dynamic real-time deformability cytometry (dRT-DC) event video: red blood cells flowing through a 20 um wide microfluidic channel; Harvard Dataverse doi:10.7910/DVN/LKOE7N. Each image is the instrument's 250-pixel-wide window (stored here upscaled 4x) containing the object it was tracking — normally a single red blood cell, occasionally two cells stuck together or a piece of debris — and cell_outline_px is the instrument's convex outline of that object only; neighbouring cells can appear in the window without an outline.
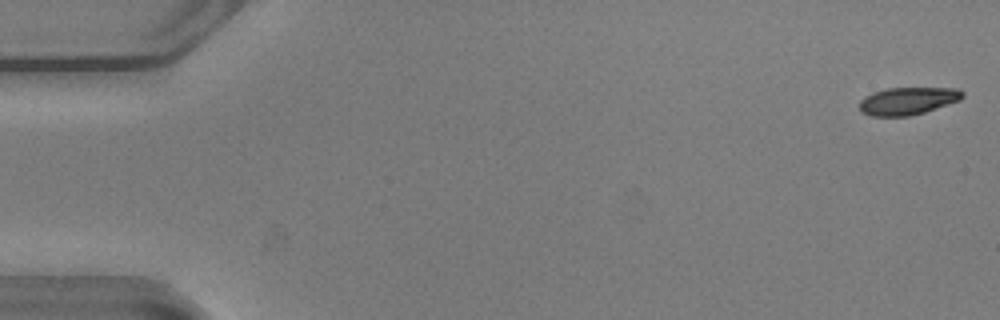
{"species": "common noctule bat (a hibernating species)", "species_latin": "Nyctalus noctula", "temperature_condition": "warm", "stored_images_in_passage": 53, "camera_frame_rate_fps": 3000, "um_per_image_px": 0.085, "animal": {"sex": "male", "body_mass_g": 20.5, "forearm_length_mm": 52.5}, "frame": {"image": 1, "passage_image": 1, "time_ms": 0.0, "image_size_px": [1000, 320], "cell_outline_px": [[964, 96], [960, 100], [924, 112], [908, 116], [872, 116], [860, 112], [860, 100], [864, 96], [872, 92], [884, 88], [960, 88], [964, 92]], "centroid_in_image_um": [77.14, 8.57], "position_along_channel_um": 7.9, "area_um2": 16.65}}
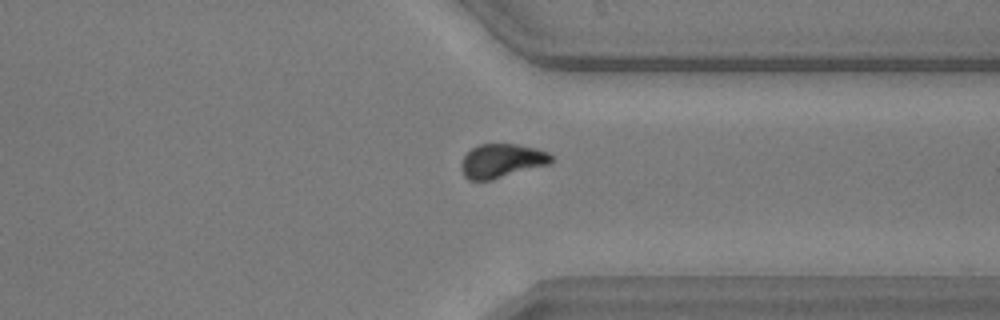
{"frame": {"image": 2, "passage_image": 41, "time_ms": 13.333, "image_size_px": [1000, 320], "cell_outline_px": [[552, 160], [548, 164], [492, 180], [468, 180], [464, 176], [460, 168], [460, 164], [464, 156], [472, 148], [480, 144], [516, 144], [536, 148], [548, 152], [552, 156]], "centroid_in_image_um": [42.61, 13.67], "position_along_channel_um": 368.8, "area_um2": 17.74}}
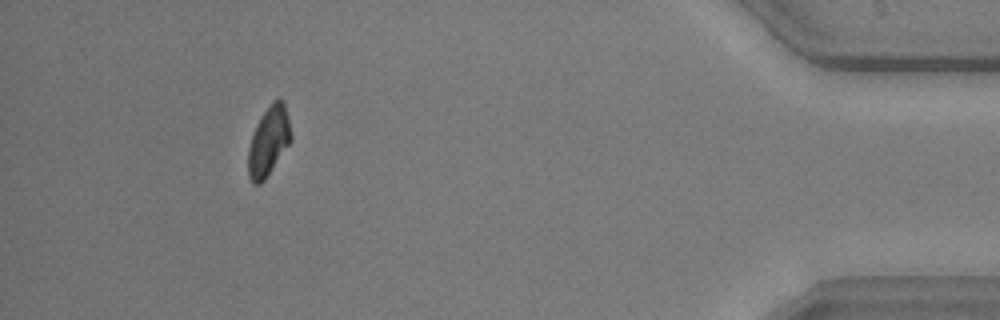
{"frame": {"image": 3, "passage_image": 49, "time_ms": 16.0, "image_size_px": [1000, 320], "cell_outline_px": [[292, 140], [264, 180], [260, 184], [252, 184], [248, 176], [248, 148], [256, 124], [272, 100], [280, 96], [284, 100], [292, 136]], "centroid_in_image_um": [22.84, 11.97], "position_along_channel_um": 412.4, "area_um2": 17.34}, "authors_computed_cell_mechanics": {"area_um2": 17.9758, "velocity_mm_per_s": 3.828, "shape_relaxation_time_tau1_ms": 3.0321, "shape_relaxation_time_tau2_ms": null, "deformation_change_tau1": 0.1234, "deformation_change_tau2": null}}